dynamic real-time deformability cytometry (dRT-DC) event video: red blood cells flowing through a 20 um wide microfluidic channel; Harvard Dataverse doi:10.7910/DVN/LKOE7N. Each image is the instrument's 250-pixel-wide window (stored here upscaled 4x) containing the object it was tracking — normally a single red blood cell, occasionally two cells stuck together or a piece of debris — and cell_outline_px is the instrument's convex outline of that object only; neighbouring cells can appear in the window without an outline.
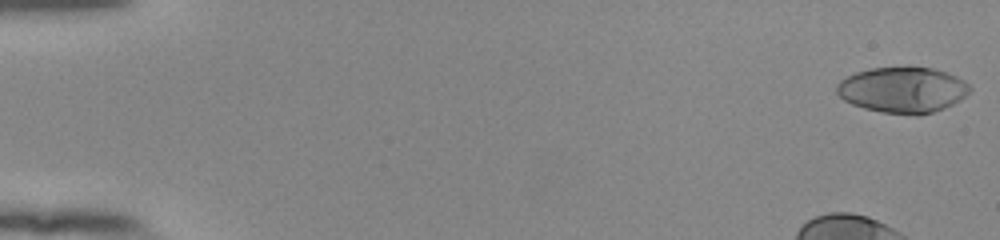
{"species": "human", "species_latin": "Homo sapiens", "temperature_condition": "room temperature", "stored_images_in_passage": 47, "camera_frame_rate_fps": 3000, "um_per_image_px": 0.085, "donor": {"sex": "female"}, "frame": {"image": 1, "passage_image": 1, "time_ms": 0.0, "image_size_px": [1000, 240], "cell_outline_px": [[972, 88], [960, 100], [944, 108], [920, 116], [916, 116], [880, 112], [864, 108], [852, 104], [844, 100], [836, 92], [836, 84], [840, 80], [856, 72], [868, 68], [908, 64], [932, 68], [948, 72], [964, 80]], "centroid_in_image_um": [76.72, 7.6], "position_along_channel_um": 8.3, "area_um2": 36.47}, "authors_computed_cell_mechanics": {"area_um2": 39.5352, "velocity_mm_per_s": 3.8323, "shape_relaxation_time_tau1_ms": 2.3123, "shape_relaxation_time_tau2_ms": null, "deformation_change_tau1": 0.1523, "deformation_change_tau2": null}}